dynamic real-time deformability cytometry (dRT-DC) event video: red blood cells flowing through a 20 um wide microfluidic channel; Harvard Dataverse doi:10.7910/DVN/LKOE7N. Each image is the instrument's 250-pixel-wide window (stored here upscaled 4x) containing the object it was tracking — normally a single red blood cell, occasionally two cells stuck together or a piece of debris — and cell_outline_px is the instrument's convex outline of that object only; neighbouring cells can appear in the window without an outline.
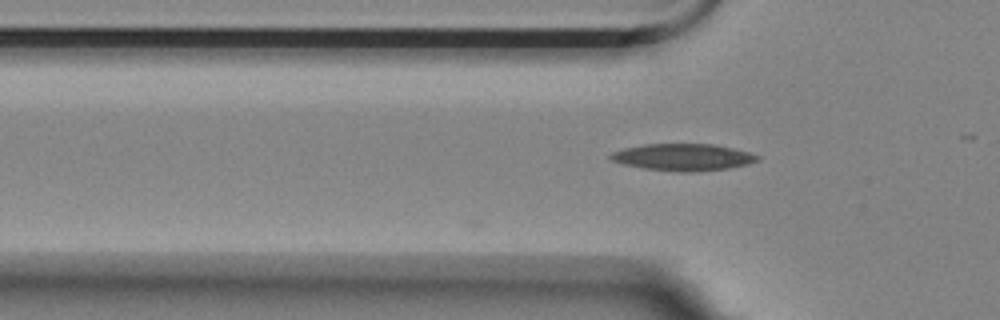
{"species": "Egyptian fruit bat (a non-hibernating species)", "species_latin": "Rousettus aegyptiacus", "temperature_condition": "room temperature", "stored_images_in_passage": 2, "camera_frame_rate_fps": 3000, "um_per_image_px": 0.085, "animal": {"sex": "female"}, "frame": {"image": 1, "passage_image": 2, "time_ms": 0.333, "image_size_px": [1000, 320], "cell_outline_px": [[760, 160], [748, 164], [728, 168], [692, 172], [680, 172], [644, 168], [624, 164], [612, 160], [608, 156], [612, 152], [624, 148], [644, 144], [712, 144], [732, 148], [748, 152], [760, 156]], "centroid_in_image_um": [58.07, 13.36], "position_along_channel_um": 67.7, "area_um2": 22.89}}